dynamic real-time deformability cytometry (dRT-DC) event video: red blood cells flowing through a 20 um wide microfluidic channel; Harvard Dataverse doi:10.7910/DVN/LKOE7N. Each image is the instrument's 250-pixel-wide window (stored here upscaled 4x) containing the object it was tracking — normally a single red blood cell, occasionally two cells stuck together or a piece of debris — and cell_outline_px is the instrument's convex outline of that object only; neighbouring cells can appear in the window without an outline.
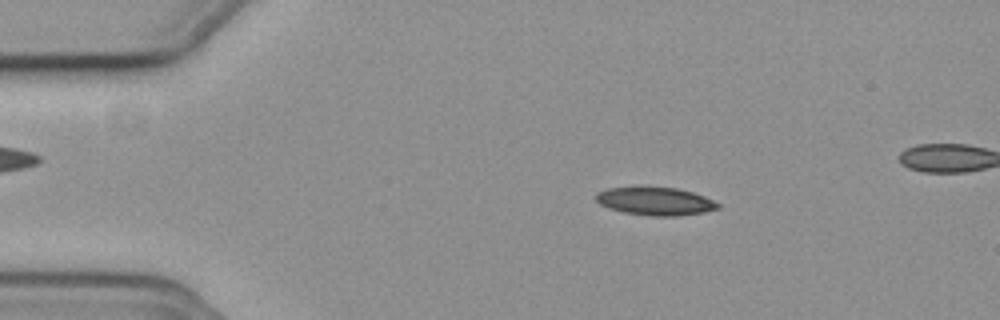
{"species": "common noctule bat (a hibernating species)", "species_latin": "Nyctalus noctula", "temperature_condition": "cold", "stored_images_in_passage": 6, "camera_frame_rate_fps": 3000, "um_per_image_px": 0.085, "animal": {"sex": "female", "body_mass_g": 19.3, "forearm_length_mm": 54.1}, "frame": {"image": 1, "passage_image": 2, "time_ms": 0.333, "image_size_px": [1000, 320], "cell_outline_px": [[720, 208], [704, 212], [676, 216], [652, 216], [624, 212], [600, 204], [596, 200], [596, 192], [604, 188], [640, 184], [644, 184], [676, 188], [692, 192], [704, 196], [720, 204]], "centroid_in_image_um": [55.65, 17.05], "position_along_channel_um": 29.4, "area_um2": 20.63}}